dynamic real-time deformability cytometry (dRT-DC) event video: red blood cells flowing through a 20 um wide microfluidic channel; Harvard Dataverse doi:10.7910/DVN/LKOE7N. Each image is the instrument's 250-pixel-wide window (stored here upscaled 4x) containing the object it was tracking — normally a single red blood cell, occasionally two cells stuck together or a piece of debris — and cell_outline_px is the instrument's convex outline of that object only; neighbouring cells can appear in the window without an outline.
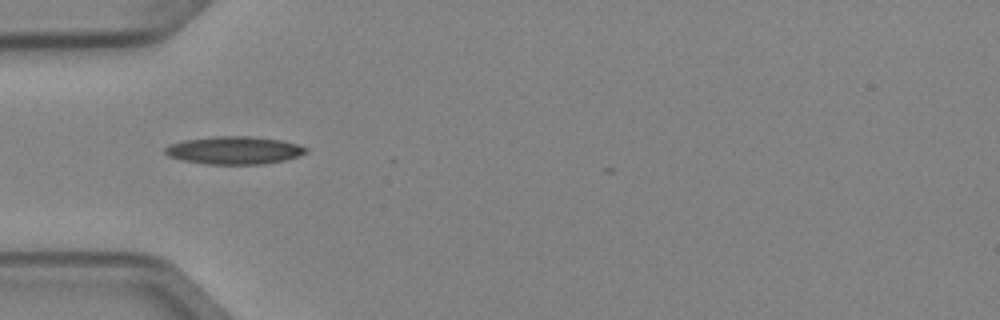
{"species": "Egyptian fruit bat (a non-hibernating species)", "species_latin": "Rousettus aegyptiacus", "temperature_condition": "cold", "stored_images_in_passage": 4, "camera_frame_rate_fps": 3000, "um_per_image_px": 0.085, "animal": {"sex": "female"}, "frame": {"image": 1, "passage_image": 1, "time_ms": 0.0, "image_size_px": [1000, 320], "cell_outline_px": [[308, 152], [300, 156], [284, 160], [264, 164], [208, 164], [180, 160], [168, 156], [164, 152], [164, 148], [168, 144], [184, 140], [212, 136], [248, 136], [280, 140], [296, 144], [308, 148]], "centroid_in_image_um": [19.88, 12.77], "position_along_channel_um": 65.1, "area_um2": 22.95}}
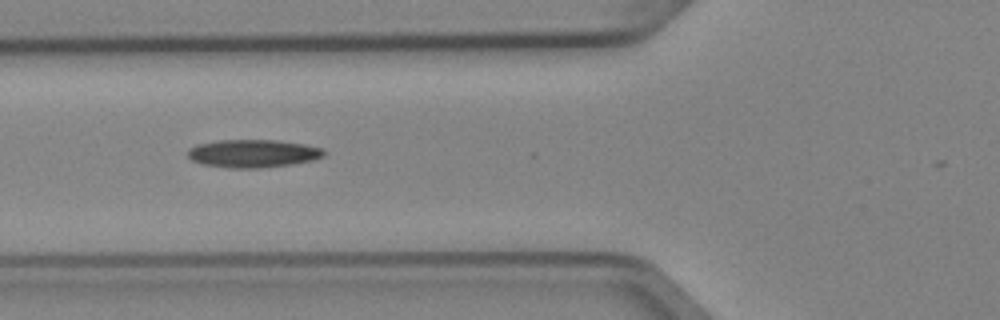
{"frame": {"image": 2, "passage_image": 2, "time_ms": 0.333, "image_size_px": [1000, 320], "cell_outline_px": [[328, 152], [324, 156], [312, 160], [292, 164], [260, 168], [232, 168], [204, 164], [192, 160], [188, 156], [188, 148], [196, 144], [220, 140], [276, 140], [304, 144], [324, 148]], "centroid_in_image_um": [21.54, 13.04], "position_along_channel_um": 104.3, "area_um2": 22.25}}
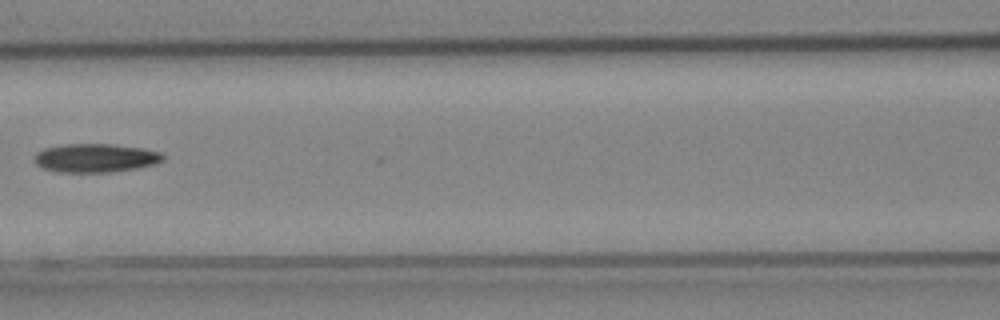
{"frame": {"image": 3, "passage_image": 3, "time_ms": 0.667, "image_size_px": [1000, 320], "cell_outline_px": [[164, 160], [156, 164], [136, 168], [108, 172], [60, 172], [44, 168], [36, 164], [32, 160], [36, 152], [44, 148], [64, 144], [112, 144], [144, 148], [160, 152], [164, 156]], "centroid_in_image_um": [8.11, 13.42], "position_along_channel_um": 158.5, "area_um2": 21.56}}